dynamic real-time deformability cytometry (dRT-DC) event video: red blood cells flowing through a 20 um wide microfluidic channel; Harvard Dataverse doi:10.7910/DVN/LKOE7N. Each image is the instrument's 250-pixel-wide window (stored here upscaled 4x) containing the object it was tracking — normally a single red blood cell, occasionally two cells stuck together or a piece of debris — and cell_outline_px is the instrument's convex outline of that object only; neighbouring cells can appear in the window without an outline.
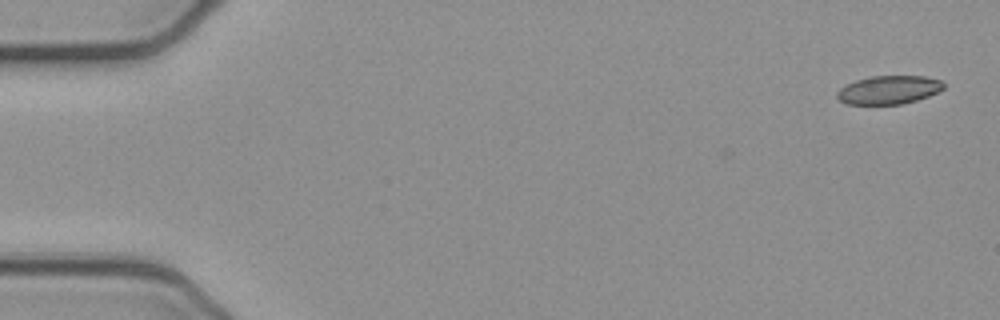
{"species": "common noctule bat (a hibernating species)", "species_latin": "Nyctalus noctula", "temperature_condition": "cold", "stored_images_in_passage": 41, "camera_frame_rate_fps": 3000, "um_per_image_px": 0.085, "animal": {"sex": "female", "body_mass_g": 21.9}, "frame": {"image": 1, "passage_image": 1, "time_ms": 0.0, "image_size_px": [1000, 320], "cell_outline_px": [[944, 88], [928, 96], [904, 104], [848, 104], [840, 100], [836, 96], [836, 92], [840, 88], [856, 80], [868, 76], [924, 76], [944, 80]], "centroid_in_image_um": [75.56, 7.63], "position_along_channel_um": 9.4, "area_um2": 17.69}}
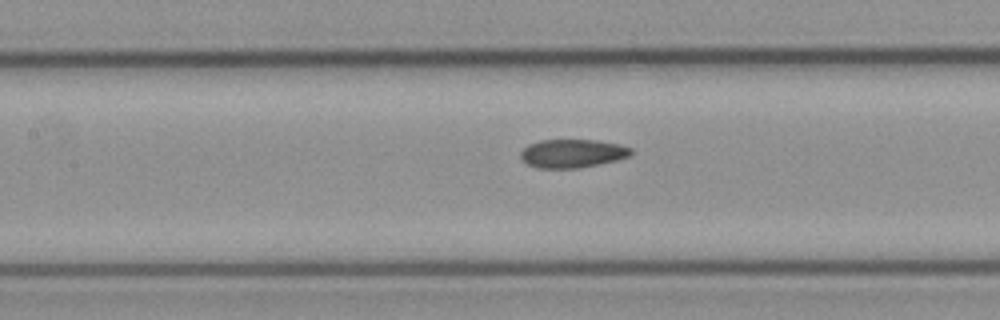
{"frame": {"image": 2, "passage_image": 23, "time_ms": 7.333, "image_size_px": [1000, 320], "cell_outline_px": [[632, 152], [628, 156], [616, 160], [576, 168], [536, 168], [520, 160], [520, 152], [528, 144], [540, 140], [596, 140], [620, 144], [632, 148]], "centroid_in_image_um": [48.6, 13.03], "position_along_channel_um": 158.8, "area_um2": 18.26}}
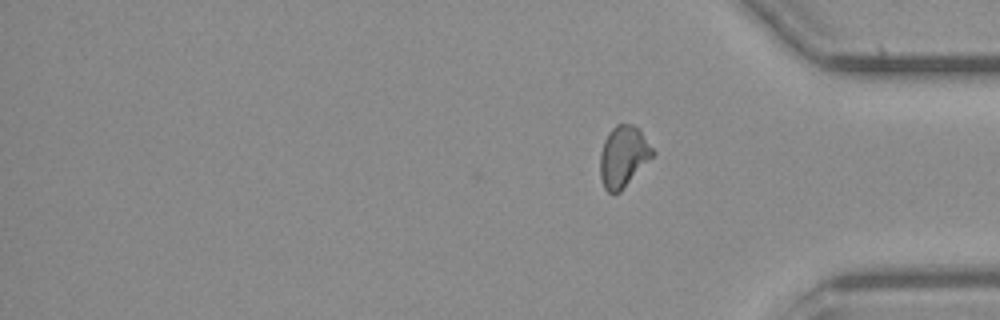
{"frame": {"image": 3, "passage_image": 41, "time_ms": 13.333, "image_size_px": [1000, 320], "cell_outline_px": [[656, 152], [620, 192], [608, 192], [604, 188], [600, 176], [600, 152], [604, 140], [608, 132], [616, 124], [632, 124], [640, 128]], "centroid_in_image_um": [52.98, 13.26], "position_along_channel_um": 382.2, "area_um2": 18.79}, "authors_computed_cell_mechanics": {"area_um2": 18.7272, "velocity_mm_per_s": 3.8919, "shape_relaxation_time_tau1_ms": null, "shape_relaxation_time_tau2_ms": 3.3466, "deformation_change_tau1": null, "deformation_change_tau2": 0.0806}}